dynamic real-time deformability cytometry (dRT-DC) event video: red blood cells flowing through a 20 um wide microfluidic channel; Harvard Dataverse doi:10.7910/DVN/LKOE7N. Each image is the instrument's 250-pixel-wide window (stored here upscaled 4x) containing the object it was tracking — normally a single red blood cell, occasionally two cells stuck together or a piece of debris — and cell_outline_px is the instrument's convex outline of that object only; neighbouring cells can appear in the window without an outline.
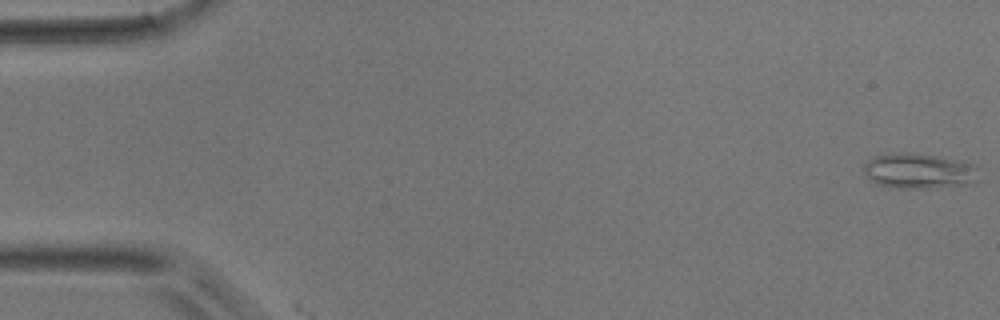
{"species": "common noctule bat (a hibernating species)", "species_latin": "Nyctalus noctula", "temperature_condition": "room temperature", "stored_images_in_passage": 2, "camera_frame_rate_fps": 3000, "um_per_image_px": 0.085, "animal": {"sex": "male", "body_mass_g": 17.9}, "frame": {"image": 1, "passage_image": 1, "time_ms": 0.0, "image_size_px": [1000, 320], "cell_outline_px": [[980, 180], [964, 184], [932, 188], [892, 188], [876, 184], [864, 172], [864, 164], [872, 156], [892, 152], [908, 152], [936, 156], [972, 164], [976, 168]], "centroid_in_image_um": [78.05, 14.53], "position_along_channel_um": 6.9, "area_um2": 23.64}}